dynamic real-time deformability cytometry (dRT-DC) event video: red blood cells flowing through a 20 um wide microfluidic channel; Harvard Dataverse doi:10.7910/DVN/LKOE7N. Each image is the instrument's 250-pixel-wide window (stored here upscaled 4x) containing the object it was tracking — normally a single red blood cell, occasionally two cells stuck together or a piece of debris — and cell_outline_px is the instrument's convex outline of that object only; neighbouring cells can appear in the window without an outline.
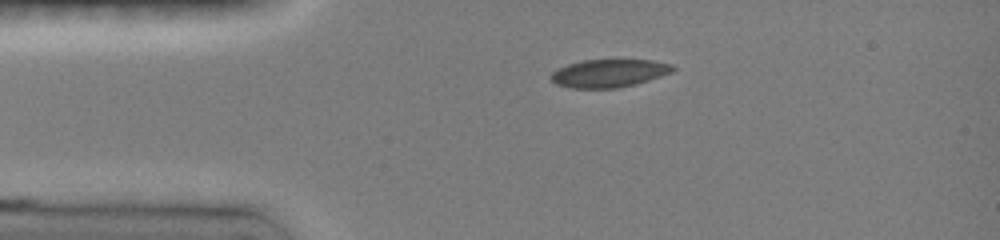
{"species": "common noctule bat (a hibernating species)", "species_latin": "Nyctalus noctula", "temperature_condition": "room temperature", "stored_images_in_passage": 12, "camera_frame_rate_fps": 3000, "um_per_image_px": 0.085, "animal": {"sex": "female", "body_mass_g": 19.0, "forearm_length_mm": 51.5}, "frame": {"image": 1, "passage_image": 1, "time_ms": 0.0, "image_size_px": [1000, 240], "cell_outline_px": [[676, 68], [672, 72], [636, 84], [616, 88], [572, 88], [556, 84], [548, 76], [556, 68], [568, 64], [584, 60], [652, 60], [672, 64]], "centroid_in_image_um": [51.74, 6.22], "position_along_channel_um": 33.3, "area_um2": 19.88}}